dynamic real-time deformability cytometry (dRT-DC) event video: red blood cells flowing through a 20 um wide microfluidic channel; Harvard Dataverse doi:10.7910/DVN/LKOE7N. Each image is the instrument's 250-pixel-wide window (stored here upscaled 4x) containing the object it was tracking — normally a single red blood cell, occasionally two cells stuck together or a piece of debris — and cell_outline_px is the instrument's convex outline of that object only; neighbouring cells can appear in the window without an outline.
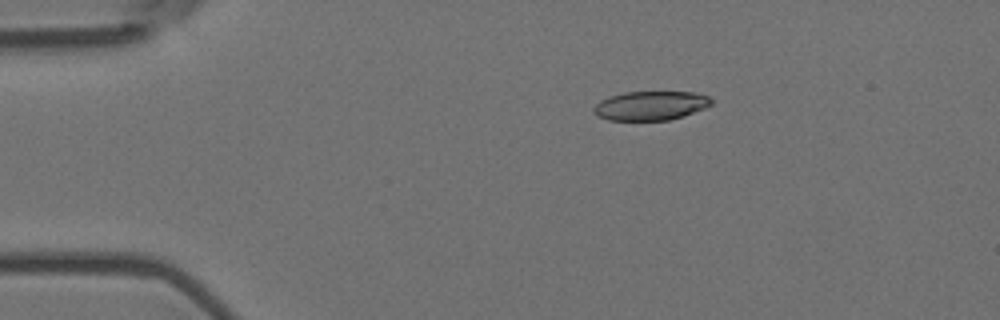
{"species": "Egyptian fruit bat (a non-hibernating species)", "species_latin": "Rousettus aegyptiacus", "temperature_condition": "room temperature", "stored_images_in_passage": 47, "camera_frame_rate_fps": 3000, "um_per_image_px": 0.085, "animal": {"sex": "female"}, "frame": {"image": 1, "passage_image": 1, "time_ms": 0.0, "image_size_px": [1000, 320], "cell_outline_px": [[712, 104], [704, 108], [684, 116], [668, 120], [608, 120], [596, 116], [592, 112], [592, 108], [600, 100], [608, 96], [624, 92], [696, 92], [708, 96], [712, 100]], "centroid_in_image_um": [55.26, 8.98], "position_along_channel_um": 29.7, "area_um2": 20.11}}
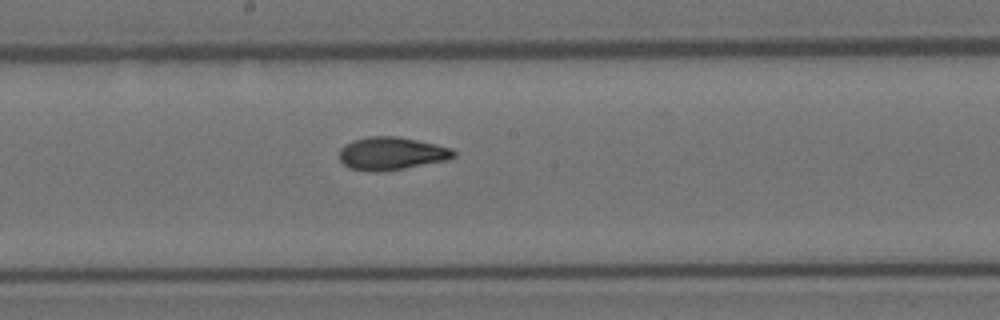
{"frame": {"image": 2, "passage_image": 21, "time_ms": 6.667, "image_size_px": [1000, 320], "cell_outline_px": [[456, 156], [448, 160], [404, 168], [376, 172], [372, 172], [348, 168], [340, 160], [340, 148], [344, 144], [352, 140], [368, 136], [396, 136], [436, 144], [452, 148], [456, 152]], "centroid_in_image_um": [33.27, 13.04], "position_along_channel_um": 214.9, "area_um2": 22.02}}
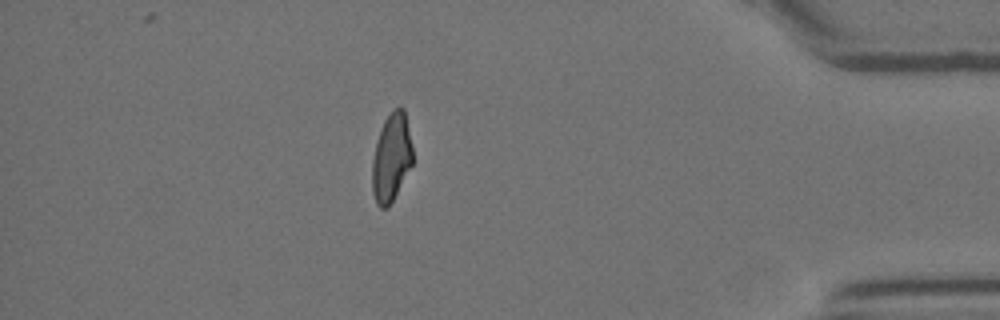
{"frame": {"image": 3, "passage_image": 40, "time_ms": 13.0, "image_size_px": [1000, 320], "cell_outline_px": [[412, 164], [388, 208], [380, 208], [376, 204], [372, 192], [372, 160], [380, 128], [384, 120], [392, 108], [400, 104], [404, 108], [412, 148]], "centroid_in_image_um": [33.25, 13.36], "position_along_channel_um": 402.0, "area_um2": 20.87}, "authors_computed_cell_mechanics": {"area_um2": 21.5594, "velocity_mm_per_s": 3.6042, "shape_relaxation_time_tau1_ms": 6.3888, "shape_relaxation_time_tau2_ms": 1.6994, "deformation_change_tau1": 0.196, "deformation_change_tau2": 0.0772}}